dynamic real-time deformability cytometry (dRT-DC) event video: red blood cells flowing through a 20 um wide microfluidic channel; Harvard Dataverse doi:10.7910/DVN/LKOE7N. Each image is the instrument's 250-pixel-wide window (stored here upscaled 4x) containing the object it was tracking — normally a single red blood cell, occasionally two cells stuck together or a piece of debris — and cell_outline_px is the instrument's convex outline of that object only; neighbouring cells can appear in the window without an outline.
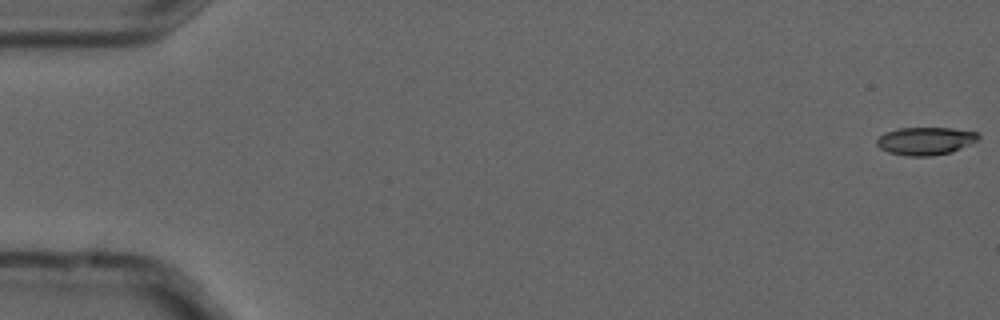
{"species": "common noctule bat (a hibernating species)", "species_latin": "Nyctalus noctula", "temperature_condition": "cold", "stored_images_in_passage": 8, "camera_frame_rate_fps": 3000, "um_per_image_px": 0.085, "animal": {"sex": "male", "forearm_length_mm": 52.5}, "frame": {"image": 1, "passage_image": 1, "time_ms": 0.0, "image_size_px": [1000, 320], "cell_outline_px": [[980, 140], [972, 144], [952, 152], [928, 156], [908, 156], [888, 152], [880, 148], [876, 144], [876, 140], [884, 132], [900, 128], [952, 128], [980, 132]], "centroid_in_image_um": [78.72, 11.97], "position_along_channel_um": 6.3, "area_um2": 16.7}}
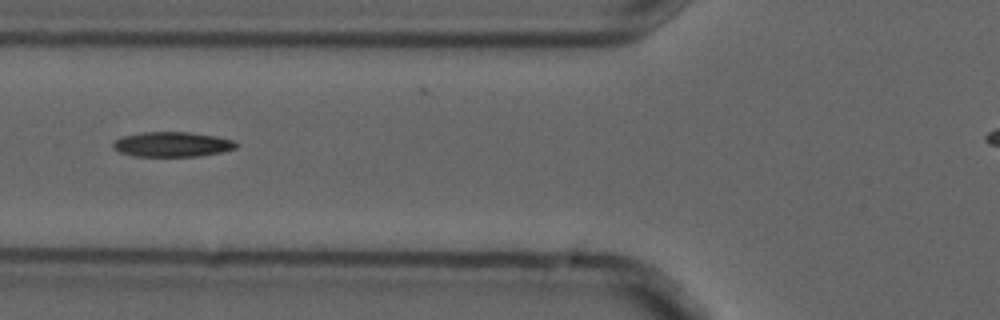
{"frame": {"image": 2, "passage_image": 6, "time_ms": 1.667, "image_size_px": [1000, 320], "cell_outline_px": [[240, 144], [236, 148], [220, 152], [200, 156], [136, 156], [120, 152], [112, 148], [112, 140], [120, 136], [140, 132], [188, 132], [216, 136], [236, 140]], "centroid_in_image_um": [14.62, 12.26], "position_along_channel_um": 111.2, "area_um2": 18.15}}
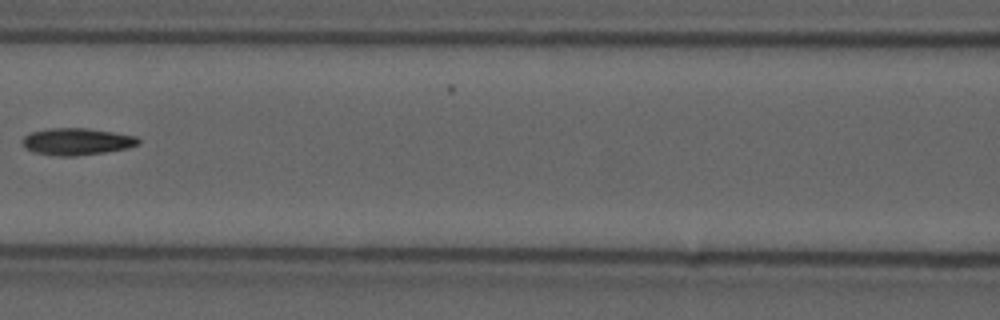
{"frame": {"image": 3, "passage_image": 7, "time_ms": 2.0, "image_size_px": [1000, 320], "cell_outline_px": [[140, 144], [128, 148], [104, 152], [76, 156], [60, 156], [32, 152], [24, 148], [20, 140], [24, 136], [32, 132], [48, 128], [88, 128], [136, 136], [140, 140]], "centroid_in_image_um": [6.5, 12.03], "position_along_channel_um": 160.1, "area_um2": 18.32}}